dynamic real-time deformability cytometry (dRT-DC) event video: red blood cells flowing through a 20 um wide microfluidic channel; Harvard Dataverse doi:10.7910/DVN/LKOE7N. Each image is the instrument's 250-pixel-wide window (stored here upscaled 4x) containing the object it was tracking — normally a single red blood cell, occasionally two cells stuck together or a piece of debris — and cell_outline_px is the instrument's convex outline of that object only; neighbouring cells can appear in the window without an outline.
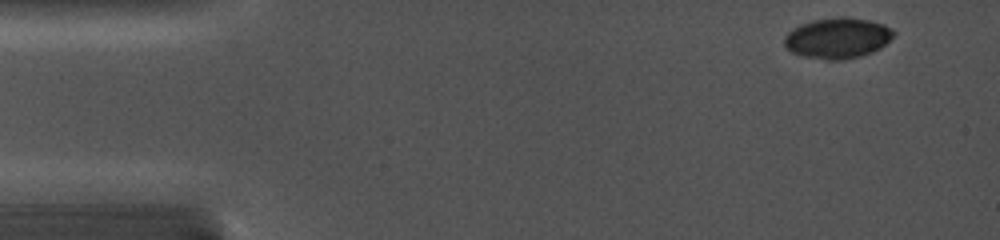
{"species": "common noctule bat (a hibernating species)", "species_latin": "Nyctalus noctula", "temperature_condition": "cold", "stored_images_in_passage": 5, "camera_frame_rate_fps": 5000, "um_per_image_px": 0.085, "animal": {"sex": "female", "body_mass_g": 19.0, "forearm_length_mm": 56.7}, "frame": {"image": 1, "passage_image": 1, "time_ms": 0.0, "image_size_px": [1000, 240], "cell_outline_px": [[896, 32], [880, 48], [872, 52], [860, 56], [840, 60], [828, 60], [804, 56], [792, 52], [784, 44], [784, 36], [792, 28], [800, 24], [812, 20], [840, 16], [848, 16], [868, 20], [884, 24], [892, 28]], "centroid_in_image_um": [71.18, 3.22], "position_along_channel_um": 13.8, "area_um2": 25.95}}
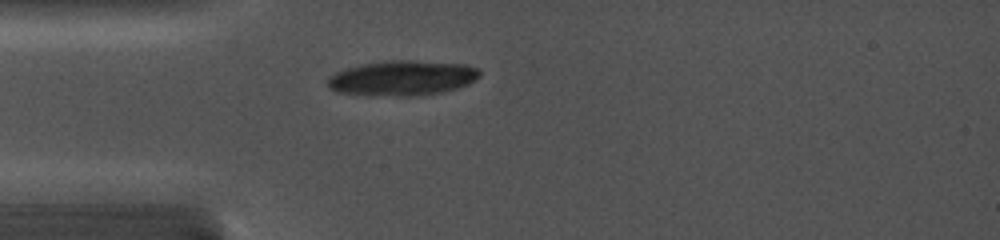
{"frame": {"image": 2, "passage_image": 5, "time_ms": 3.4, "image_size_px": [1000, 240], "cell_outline_px": [[480, 76], [476, 80], [468, 84], [444, 92], [416, 96], [368, 96], [336, 92], [328, 88], [328, 76], [336, 72], [360, 64], [388, 60], [412, 60], [464, 64], [480, 68]], "centroid_in_image_um": [34.19, 6.64], "position_along_channel_um": 50.8, "area_um2": 31.56}}